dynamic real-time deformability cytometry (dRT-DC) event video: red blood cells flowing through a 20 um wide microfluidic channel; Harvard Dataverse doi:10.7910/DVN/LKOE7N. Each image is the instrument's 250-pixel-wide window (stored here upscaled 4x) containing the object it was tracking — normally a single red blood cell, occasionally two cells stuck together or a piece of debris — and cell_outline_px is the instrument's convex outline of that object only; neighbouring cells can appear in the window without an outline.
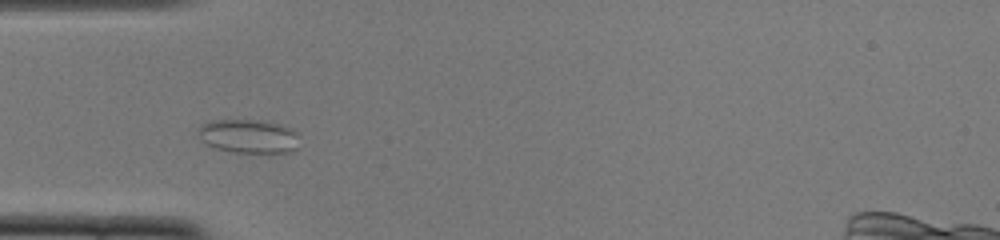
{"species": "common noctule bat (a hibernating species)", "species_latin": "Nyctalus noctula", "temperature_condition": "cold", "stored_images_in_passage": 45, "camera_frame_rate_fps": 3000, "um_per_image_px": 0.085, "animal": {"sex": "female", "body_mass_g": 22.0, "forearm_length_mm": 56.7}, "frame": {"image": 1, "passage_image": 9, "time_ms": 2.667, "image_size_px": [1000, 240], "cell_outline_px": [[296, 148], [292, 152], [232, 152], [216, 148], [208, 144], [200, 136], [200, 128], [204, 124], [220, 120], [248, 120], [280, 124], [296, 132]], "centroid_in_image_um": [21.15, 11.59], "position_along_channel_um": 63.8, "area_um2": 19.07}}
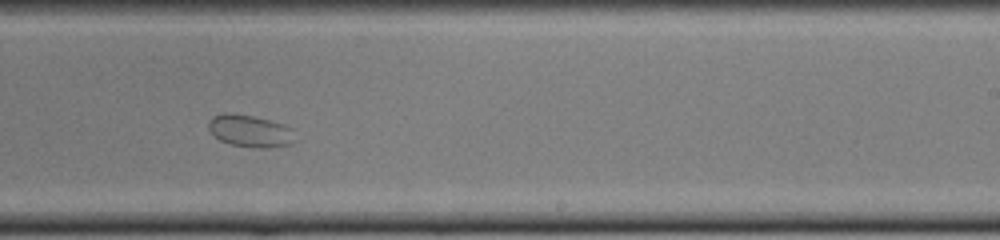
{"frame": {"image": 2, "passage_image": 25, "time_ms": 8.0, "image_size_px": [1000, 240], "cell_outline_px": [[292, 144], [264, 148], [260, 148], [232, 144], [220, 140], [208, 128], [208, 120], [212, 116], [224, 112], [232, 112], [252, 116], [284, 124], [292, 128]], "centroid_in_image_um": [21.21, 11.11], "position_along_channel_um": 267.8, "area_um2": 16.01}}
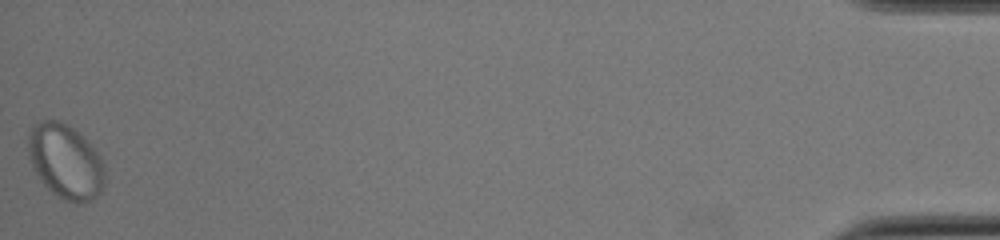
{"frame": {"image": 3, "passage_image": 45, "time_ms": 14.667, "image_size_px": [1000, 240], "cell_outline_px": [[104, 180], [100, 192], [92, 200], [76, 204], [60, 196], [48, 188], [44, 184], [36, 172], [28, 156], [28, 136], [32, 128], [40, 120], [56, 120], [68, 124], [100, 156], [104, 164]], "centroid_in_image_um": [5.56, 13.72], "position_along_channel_um": 429.6, "area_um2": 32.54}}